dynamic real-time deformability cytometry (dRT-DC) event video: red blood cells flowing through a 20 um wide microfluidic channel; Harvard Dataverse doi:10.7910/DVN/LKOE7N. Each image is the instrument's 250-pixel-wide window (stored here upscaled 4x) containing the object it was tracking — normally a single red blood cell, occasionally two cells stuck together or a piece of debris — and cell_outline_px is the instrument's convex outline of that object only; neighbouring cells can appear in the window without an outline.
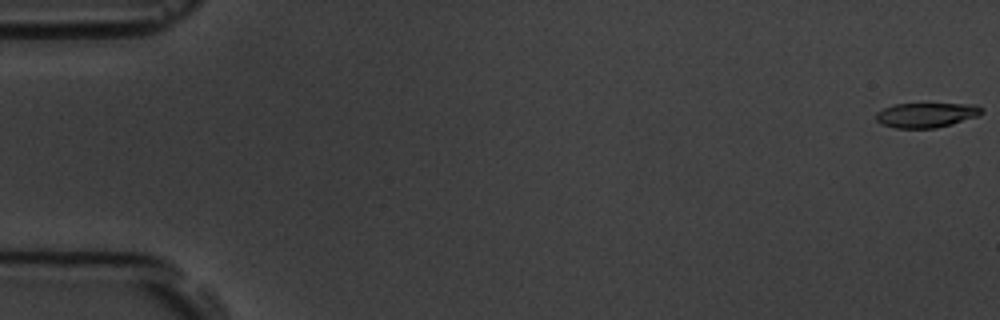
{"species": "common noctule bat (a hibernating species)", "species_latin": "Nyctalus noctula", "temperature_condition": "room temperature", "stored_images_in_passage": 5, "camera_frame_rate_fps": 3000, "um_per_image_px": 0.085, "animal": {"sex": "male", "body_mass_g": 19.5, "forearm_length_mm": 54.6}, "frame": {"image": 1, "passage_image": 1, "time_ms": 0.0, "image_size_px": [1000, 320], "cell_outline_px": [[984, 112], [980, 116], [952, 124], [936, 128], [896, 128], [880, 124], [876, 120], [876, 112], [884, 108], [896, 104], [976, 104], [984, 108]], "centroid_in_image_um": [78.78, 9.78], "position_along_channel_um": 6.2, "area_um2": 15.43}}
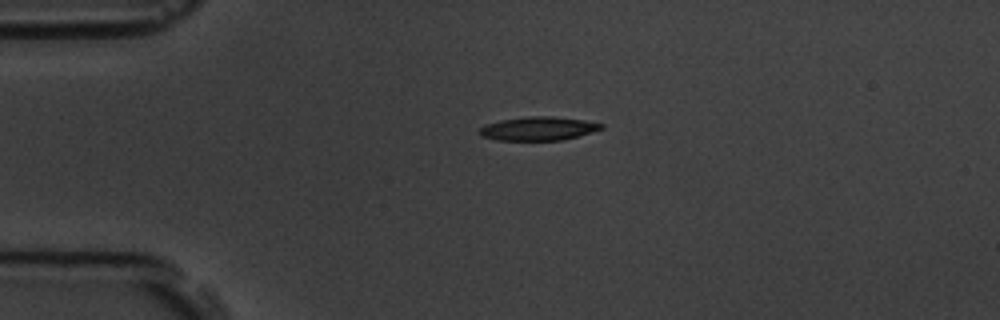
{"frame": {"image": 2, "passage_image": 4, "time_ms": 4.333, "image_size_px": [1000, 320], "cell_outline_px": [[604, 128], [592, 132], [564, 140], [496, 140], [480, 136], [476, 132], [480, 128], [488, 124], [500, 120], [528, 116], [552, 116], [584, 120], [604, 124]], "centroid_in_image_um": [45.75, 10.93], "position_along_channel_um": 39.3, "area_um2": 16.88}}